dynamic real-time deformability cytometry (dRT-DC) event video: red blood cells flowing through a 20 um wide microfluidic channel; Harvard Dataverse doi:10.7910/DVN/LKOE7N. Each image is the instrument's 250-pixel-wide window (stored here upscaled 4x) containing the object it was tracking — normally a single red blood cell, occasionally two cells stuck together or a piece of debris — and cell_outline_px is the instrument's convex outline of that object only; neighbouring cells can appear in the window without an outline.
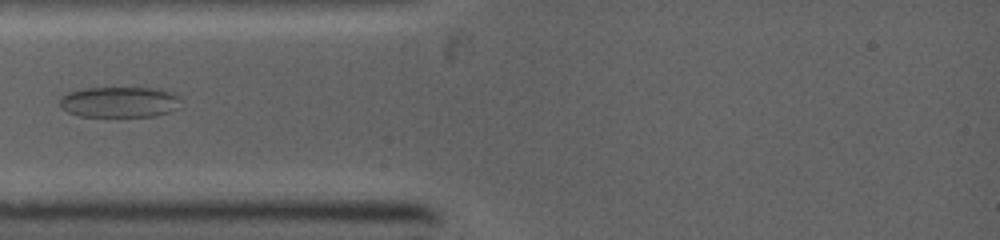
{"species": "common noctule bat (a hibernating species)", "species_latin": "Nyctalus noctula", "temperature_condition": "warm", "stored_images_in_passage": 4, "camera_frame_rate_fps": 5000, "um_per_image_px": 0.085, "animal": {"sex": "female", "body_mass_g": 19.0, "forearm_length_mm": 53.3}, "frame": {"image": 1, "passage_image": 3, "time_ms": 2.0, "image_size_px": [1000, 240], "cell_outline_px": [[184, 108], [172, 112], [156, 116], [80, 116], [68, 112], [60, 108], [60, 100], [68, 92], [84, 88], [160, 88], [180, 96]], "centroid_in_image_um": [10.27, 8.68], "position_along_channel_um": 74.7, "area_um2": 22.14}}
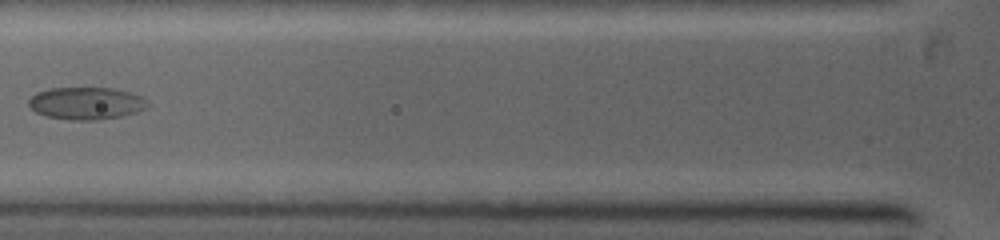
{"frame": {"image": 2, "passage_image": 4, "time_ms": 3.0, "image_size_px": [1000, 240], "cell_outline_px": [[148, 108], [136, 112], [120, 116], [96, 120], [72, 120], [44, 116], [36, 112], [28, 104], [28, 100], [36, 92], [48, 88], [112, 88], [128, 92], [140, 96], [148, 100]], "centroid_in_image_um": [7.31, 8.78], "position_along_channel_um": 118.5, "area_um2": 22.43}}